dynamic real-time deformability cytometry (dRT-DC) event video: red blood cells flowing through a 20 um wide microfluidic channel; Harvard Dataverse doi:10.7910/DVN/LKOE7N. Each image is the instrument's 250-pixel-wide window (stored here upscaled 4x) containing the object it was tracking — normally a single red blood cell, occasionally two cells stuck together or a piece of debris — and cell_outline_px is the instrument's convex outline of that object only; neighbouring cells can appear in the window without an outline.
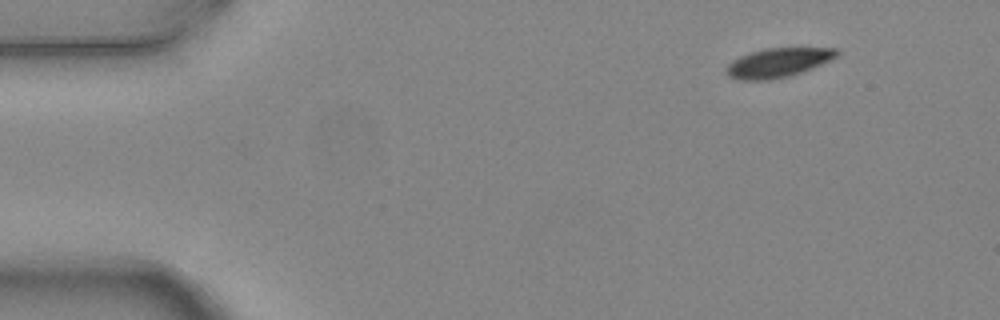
{"species": "common noctule bat (a hibernating species)", "species_latin": "Nyctalus noctula", "temperature_condition": "warm", "stored_images_in_passage": 4, "camera_frame_rate_fps": 3000, "um_per_image_px": 0.085, "animal": {"sex": "female", "body_mass_g": 24.6, "forearm_length_mm": 56.2}, "frame": {"image": 1, "passage_image": 1, "time_ms": 0.0, "image_size_px": [1000, 320], "cell_outline_px": [[840, 52], [832, 60], [812, 68], [788, 76], [768, 80], [736, 80], [728, 76], [724, 72], [728, 64], [732, 60], [740, 56], [764, 48], [836, 48]], "centroid_in_image_um": [66.1, 5.33], "position_along_channel_um": 18.9, "area_um2": 18.84}}
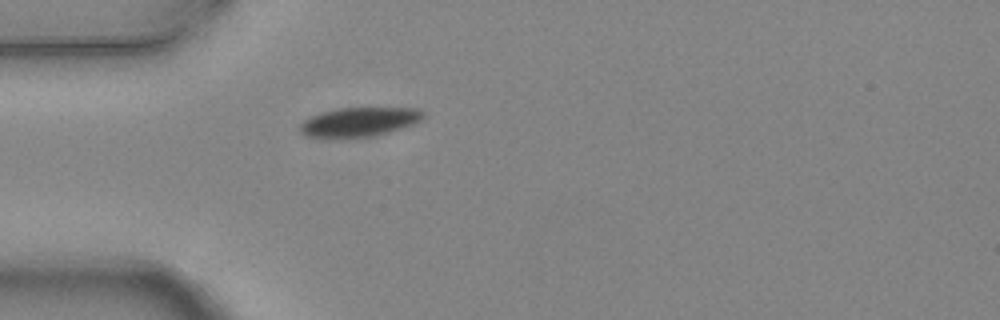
{"frame": {"image": 2, "passage_image": 4, "time_ms": 1.0, "image_size_px": [1000, 320], "cell_outline_px": [[424, 116], [420, 120], [412, 124], [388, 132], [368, 136], [308, 136], [300, 132], [296, 128], [304, 120], [312, 116], [324, 112], [344, 108], [416, 108], [424, 112]], "centroid_in_image_um": [30.54, 10.34], "position_along_channel_um": 54.5, "area_um2": 20.17}}